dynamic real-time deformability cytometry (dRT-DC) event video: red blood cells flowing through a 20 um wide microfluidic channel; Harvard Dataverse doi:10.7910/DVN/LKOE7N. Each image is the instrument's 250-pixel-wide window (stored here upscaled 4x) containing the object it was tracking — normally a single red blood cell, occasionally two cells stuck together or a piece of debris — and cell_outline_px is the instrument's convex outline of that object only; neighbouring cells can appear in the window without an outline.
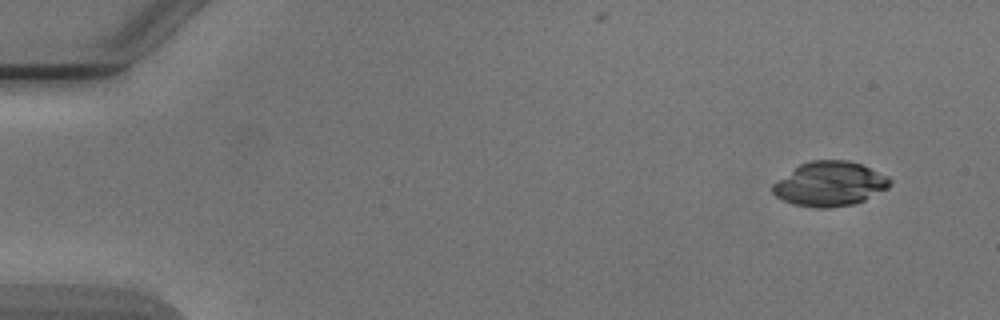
{"species": "Egyptian fruit bat (a non-hibernating species)", "species_latin": "Rousettus aegyptiacus", "temperature_condition": "cold", "stored_images_in_passage": 6, "camera_frame_rate_fps": 3000, "um_per_image_px": 0.085, "animal": {"sex": "male"}, "frame": {"image": 1, "passage_image": 1, "time_ms": 0.0, "image_size_px": [1000, 320], "cell_outline_px": [[892, 184], [888, 188], [864, 200], [852, 204], [828, 208], [816, 208], [792, 204], [776, 196], [772, 192], [772, 184], [800, 164], [812, 160], [844, 160], [860, 164], [888, 176], [892, 180]], "centroid_in_image_um": [70.53, 15.64], "position_along_channel_um": 14.5, "area_um2": 30.23}}
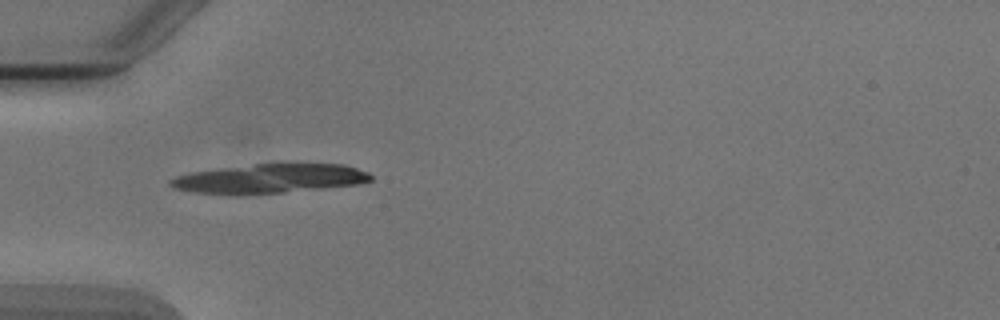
{"frame": {"image": 2, "passage_image": 4, "time_ms": 4.333, "image_size_px": [1000, 320], "cell_outline_px": [[372, 180], [356, 184], [284, 192], [232, 196], [192, 192], [176, 188], [168, 184], [168, 180], [176, 176], [192, 172], [256, 164], [344, 164], [368, 172], [372, 176]], "centroid_in_image_um": [22.86, 15.2], "position_along_channel_um": 62.1, "area_um2": 33.99}}